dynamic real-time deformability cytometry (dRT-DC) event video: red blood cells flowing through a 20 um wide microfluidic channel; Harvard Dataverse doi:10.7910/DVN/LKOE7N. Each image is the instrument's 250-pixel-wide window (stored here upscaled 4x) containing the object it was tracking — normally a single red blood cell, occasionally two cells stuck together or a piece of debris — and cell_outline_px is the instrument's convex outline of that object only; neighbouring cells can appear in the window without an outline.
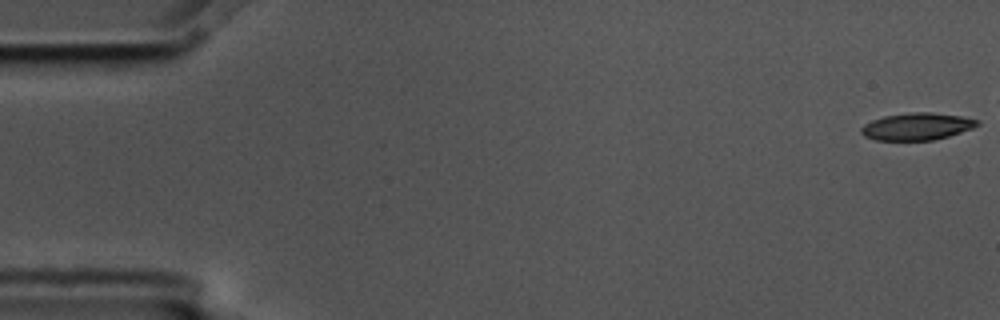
{"species": "common noctule bat (a hibernating species)", "species_latin": "Nyctalus noctula", "temperature_condition": "cold", "stored_images_in_passage": 5, "camera_frame_rate_fps": 3000, "um_per_image_px": 0.085, "animal": {"sex": "male", "body_mass_g": 17.5, "forearm_length_mm": 52.3}, "frame": {"image": 1, "passage_image": 1, "time_ms": 0.0, "image_size_px": [1000, 320], "cell_outline_px": [[980, 124], [972, 128], [948, 136], [932, 140], [876, 140], [864, 136], [860, 132], [860, 128], [864, 124], [872, 120], [884, 116], [912, 112], [932, 112], [960, 116], [980, 120]], "centroid_in_image_um": [77.92, 10.74], "position_along_channel_um": 7.1, "area_um2": 18.32}}
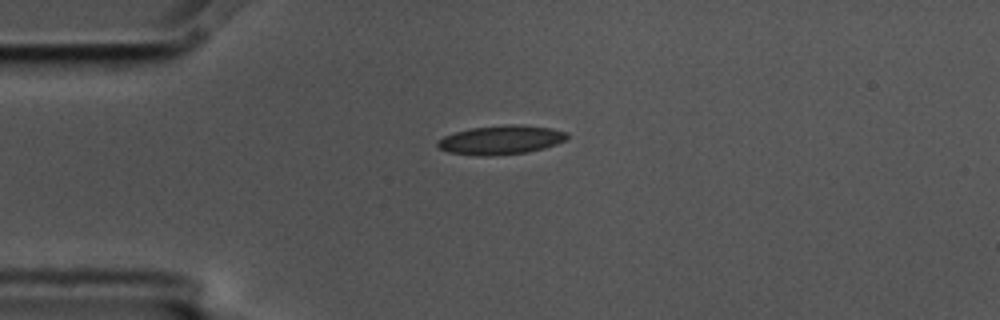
{"frame": {"image": 2, "passage_image": 5, "time_ms": 1.333, "image_size_px": [1000, 320], "cell_outline_px": [[568, 136], [564, 140], [556, 144], [544, 148], [524, 152], [488, 156], [484, 156], [448, 152], [440, 148], [436, 144], [436, 140], [444, 136], [456, 132], [472, 128], [508, 124], [516, 124], [552, 128], [568, 132]], "centroid_in_image_um": [42.58, 11.88], "position_along_channel_um": 42.4, "area_um2": 21.68}}